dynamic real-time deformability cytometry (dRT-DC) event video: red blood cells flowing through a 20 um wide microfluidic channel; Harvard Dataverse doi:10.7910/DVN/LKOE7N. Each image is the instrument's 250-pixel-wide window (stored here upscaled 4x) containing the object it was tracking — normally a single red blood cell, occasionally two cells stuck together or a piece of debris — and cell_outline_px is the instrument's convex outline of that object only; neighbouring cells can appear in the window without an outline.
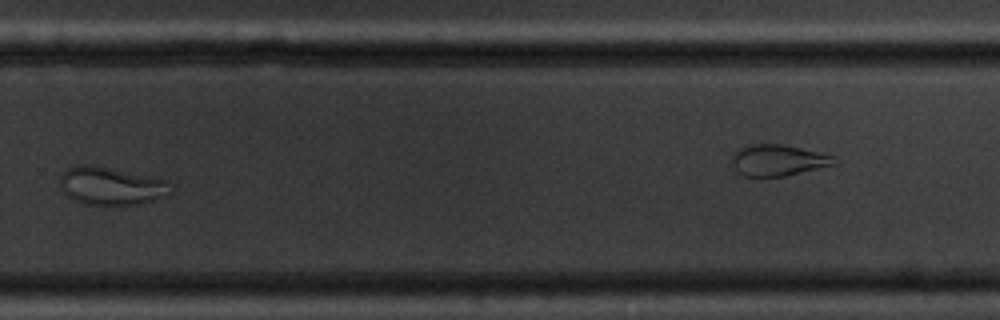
{"species": "common noctule bat (a hibernating species)", "species_latin": "Nyctalus noctula", "temperature_condition": "cold", "stored_images_in_passage": 10, "camera_frame_rate_fps": 3000, "um_per_image_px": 0.085, "animal": {"sex": "male", "body_mass_g": 20.1, "forearm_length_mm": 53.5}, "frame": {"image": 1, "passage_image": 9, "time_ms": 9.667, "image_size_px": [1000, 320], "cell_outline_px": [[172, 192], [152, 200], [136, 204], [84, 204], [72, 200], [60, 188], [60, 176], [68, 168], [76, 164], [92, 164], [168, 180]], "centroid_in_image_um": [9.4, 15.78], "position_along_channel_um": 320.4, "area_um2": 24.33}}